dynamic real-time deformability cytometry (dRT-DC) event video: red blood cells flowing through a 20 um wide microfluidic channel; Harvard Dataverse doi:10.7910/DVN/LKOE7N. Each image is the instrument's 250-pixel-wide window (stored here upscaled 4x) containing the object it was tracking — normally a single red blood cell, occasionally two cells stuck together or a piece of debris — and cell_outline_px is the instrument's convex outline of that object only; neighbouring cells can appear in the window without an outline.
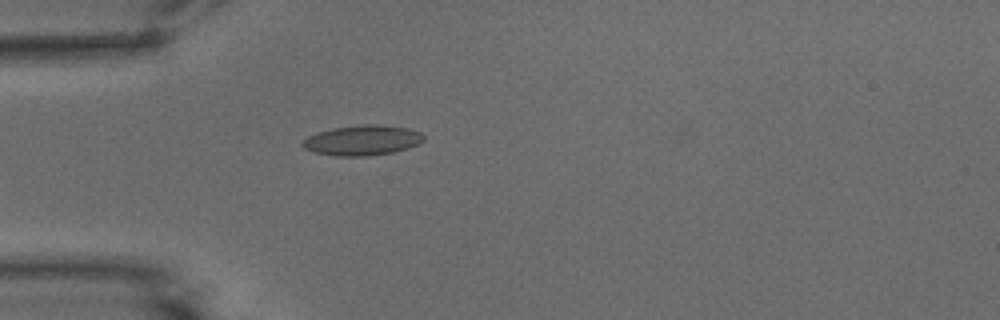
{"species": "common noctule bat (a hibernating species)", "species_latin": "Nyctalus noctula", "temperature_condition": "warm", "stored_images_in_passage": 41, "camera_frame_rate_fps": 3000, "um_per_image_px": 0.085, "animal": {"sex": "male", "body_mass_g": 15.6}, "frame": {"image": 1, "passage_image": 1, "time_ms": 0.0, "image_size_px": [1000, 320], "cell_outline_px": [[424, 140], [420, 144], [408, 148], [392, 152], [368, 156], [336, 156], [312, 152], [304, 148], [300, 144], [308, 136], [332, 128], [364, 124], [376, 124], [408, 128], [420, 132], [424, 136]], "centroid_in_image_um": [30.81, 11.93], "position_along_channel_um": 54.2, "area_um2": 21.33}}
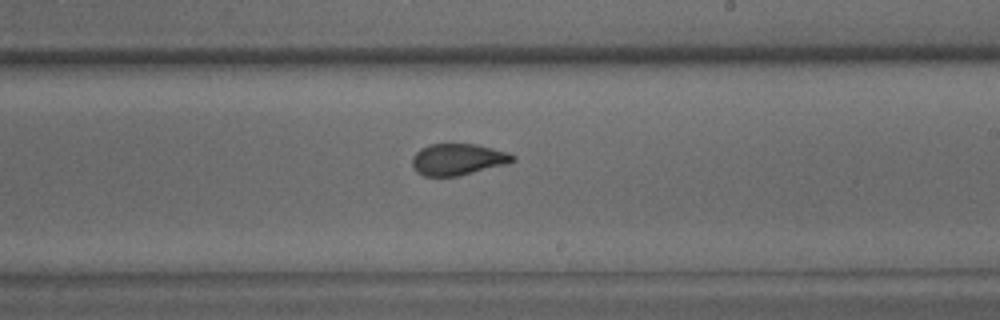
{"frame": {"image": 2, "passage_image": 18, "time_ms": 5.667, "image_size_px": [1000, 320], "cell_outline_px": [[516, 160], [508, 164], [456, 176], [424, 176], [416, 172], [412, 164], [412, 156], [420, 148], [428, 144], [476, 144], [508, 152], [516, 156]], "centroid_in_image_um": [38.92, 13.54], "position_along_channel_um": 250.1, "area_um2": 18.55}}
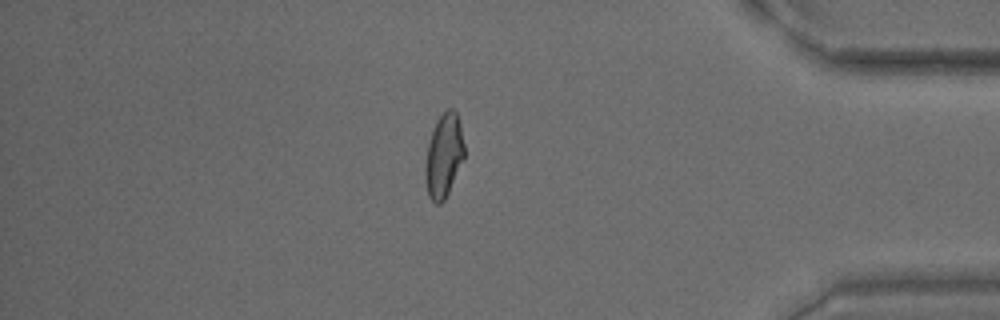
{"frame": {"image": 3, "passage_image": 33, "time_ms": 10.667, "image_size_px": [1000, 320], "cell_outline_px": [[464, 160], [444, 200], [440, 204], [436, 204], [428, 196], [424, 180], [424, 168], [428, 144], [436, 120], [448, 108], [452, 108], [456, 112], [460, 124], [464, 144]], "centroid_in_image_um": [37.71, 13.25], "position_along_channel_um": 397.5, "area_um2": 19.13}, "authors_computed_cell_mechanics": {"area_um2": 19.2474, "velocity_mm_per_s": 3.5748, "shape_relaxation_time_tau1_ms": 8.274, "shape_relaxation_time_tau2_ms": 1.0783, "deformation_change_tau1": 0.1963, "deformation_change_tau2": 0.0642}}